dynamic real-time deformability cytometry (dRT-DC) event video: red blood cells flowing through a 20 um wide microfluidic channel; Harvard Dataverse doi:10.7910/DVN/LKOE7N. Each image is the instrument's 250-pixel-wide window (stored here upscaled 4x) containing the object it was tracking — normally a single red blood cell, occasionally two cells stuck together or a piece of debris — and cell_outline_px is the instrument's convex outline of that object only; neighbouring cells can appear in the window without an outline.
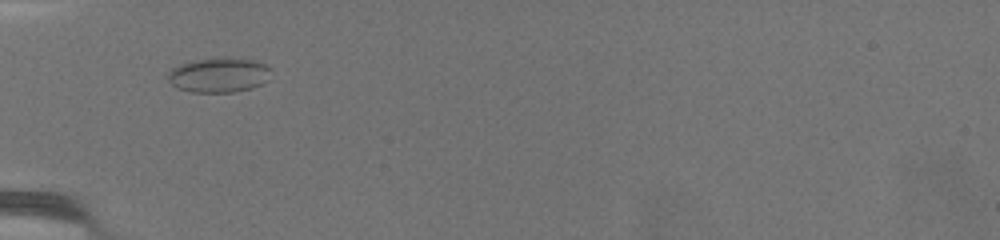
{"species": "common noctule bat (a hibernating species)", "species_latin": "Nyctalus noctula", "temperature_condition": "warm", "stored_images_in_passage": 3, "camera_frame_rate_fps": 3000, "um_per_image_px": 0.085, "animal": {"sex": "female", "body_mass_g": 19.5, "forearm_length_mm": 54.1}, "frame": {"image": 1, "passage_image": 1, "time_ms": 0.0, "image_size_px": [1000, 240], "cell_outline_px": [[268, 80], [252, 88], [232, 92], [192, 92], [176, 88], [168, 80], [168, 72], [172, 68], [180, 64], [196, 60], [252, 60], [264, 64], [268, 68]], "centroid_in_image_um": [18.54, 6.43], "position_along_channel_um": 66.5, "area_um2": 20.0}}